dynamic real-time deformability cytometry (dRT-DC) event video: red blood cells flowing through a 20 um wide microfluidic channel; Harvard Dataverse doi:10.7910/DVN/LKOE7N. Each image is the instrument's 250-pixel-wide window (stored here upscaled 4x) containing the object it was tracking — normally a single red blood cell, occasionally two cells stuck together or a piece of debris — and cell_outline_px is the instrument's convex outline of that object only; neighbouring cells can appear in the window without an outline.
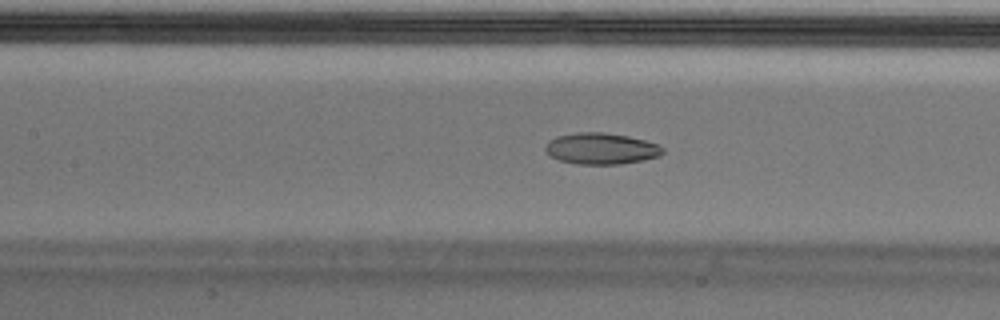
{"species": "Egyptian fruit bat (a non-hibernating species)", "species_latin": "Rousettus aegyptiacus", "temperature_condition": "cold", "stored_images_in_passage": 54, "camera_frame_rate_fps": 3000, "um_per_image_px": 0.085, "animal": {"sex": "male"}, "frame": {"image": 1, "passage_image": 24, "time_ms": 7.667, "image_size_px": [1000, 320], "cell_outline_px": [[664, 152], [660, 156], [644, 160], [620, 164], [576, 164], [560, 160], [548, 156], [544, 148], [544, 144], [548, 140], [556, 136], [576, 132], [604, 132], [628, 136], [644, 140], [656, 144], [664, 148]], "centroid_in_image_um": [51.05, 12.63], "position_along_channel_um": 156.3, "area_um2": 21.68}, "authors_computed_cell_mechanics": {"area_um2": 22.8021, "velocity_mm_per_s": 3.6633, "shape_relaxation_time_tau1_ms": null, "shape_relaxation_time_tau2_ms": 2.6105, "deformation_change_tau1": null, "deformation_change_tau2": 0.0712}}